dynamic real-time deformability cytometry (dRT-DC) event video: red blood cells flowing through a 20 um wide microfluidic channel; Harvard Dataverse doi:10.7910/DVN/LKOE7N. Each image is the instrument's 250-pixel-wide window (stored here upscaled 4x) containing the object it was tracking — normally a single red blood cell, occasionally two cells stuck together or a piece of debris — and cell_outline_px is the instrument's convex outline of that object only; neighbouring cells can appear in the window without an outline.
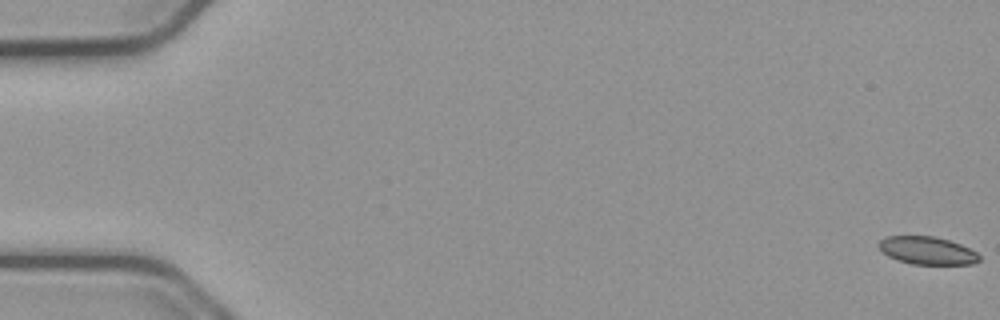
{"species": "common noctule bat (a hibernating species)", "species_latin": "Nyctalus noctula", "temperature_condition": "cold", "stored_images_in_passage": 8, "camera_frame_rate_fps": 3000, "um_per_image_px": 0.085, "animal": {"sex": "male", "body_mass_g": 23.1, "forearm_length_mm": 52.7}, "frame": {"image": 1, "passage_image": 1, "time_ms": 0.0, "image_size_px": [1000, 320], "cell_outline_px": [[980, 260], [972, 264], [912, 264], [888, 256], [876, 244], [884, 236], [936, 236], [960, 244], [976, 252], [980, 256]], "centroid_in_image_um": [78.8, 21.28], "position_along_channel_um": 6.2, "area_um2": 16.18}}